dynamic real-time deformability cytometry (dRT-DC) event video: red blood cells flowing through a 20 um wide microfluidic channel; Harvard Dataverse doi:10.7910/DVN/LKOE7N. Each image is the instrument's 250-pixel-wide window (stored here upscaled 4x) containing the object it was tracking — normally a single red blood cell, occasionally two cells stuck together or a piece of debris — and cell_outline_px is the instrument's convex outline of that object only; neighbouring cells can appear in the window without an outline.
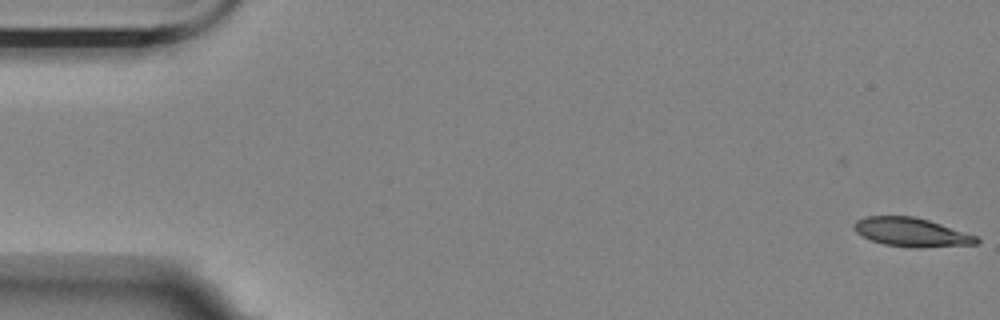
{"species": "Egyptian fruit bat (a non-hibernating species)", "species_latin": "Rousettus aegyptiacus", "temperature_condition": "room temperature", "stored_images_in_passage": 17, "camera_frame_rate_fps": 3000, "um_per_image_px": 0.085, "animal": {"sex": "female"}, "frame": {"image": 1, "passage_image": 1, "time_ms": 0.0, "image_size_px": [1000, 320], "cell_outline_px": [[980, 240], [976, 244], [920, 248], [912, 248], [884, 244], [872, 240], [856, 232], [852, 228], [852, 224], [856, 220], [864, 216], [912, 216], [928, 220], [976, 236]], "centroid_in_image_um": [77.42, 19.74], "position_along_channel_um": 7.6, "area_um2": 20.46}}
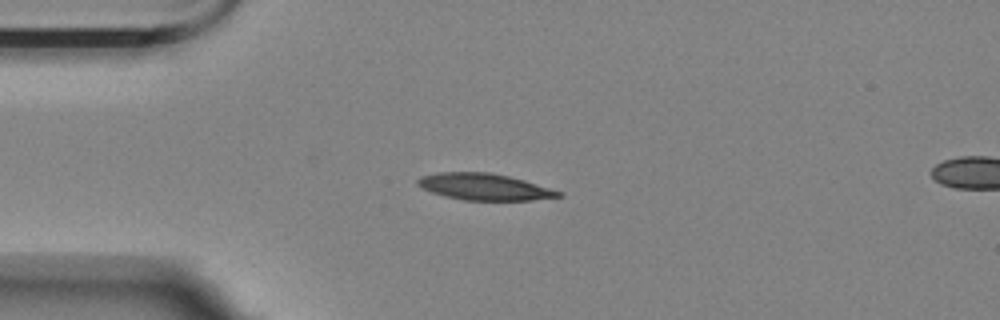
{"frame": {"image": 2, "passage_image": 14, "time_ms": 4.333, "image_size_px": [1000, 320], "cell_outline_px": [[564, 196], [532, 200], [464, 200], [432, 192], [416, 184], [416, 180], [420, 176], [436, 172], [488, 172], [508, 176], [524, 180], [564, 192]], "centroid_in_image_um": [41.19, 15.87], "position_along_channel_um": 43.8, "area_um2": 21.73}}